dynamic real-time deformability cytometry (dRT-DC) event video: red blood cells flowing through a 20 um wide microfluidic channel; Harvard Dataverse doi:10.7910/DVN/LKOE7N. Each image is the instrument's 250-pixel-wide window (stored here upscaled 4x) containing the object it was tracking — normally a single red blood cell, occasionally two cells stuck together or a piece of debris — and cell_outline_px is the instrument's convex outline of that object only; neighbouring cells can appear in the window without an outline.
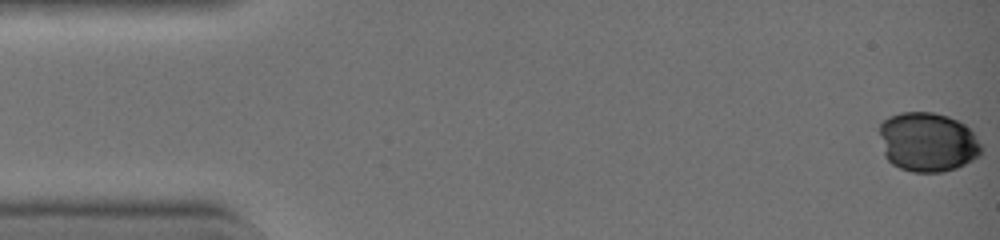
{"species": "common noctule bat (a hibernating species)", "species_latin": "Nyctalus noctula", "temperature_condition": "warm", "stored_images_in_passage": 43, "camera_frame_rate_fps": 3000, "um_per_image_px": 0.085, "animal": {"sex": "female", "body_mass_g": 19.0, "forearm_length_mm": 51.5}, "frame": {"image": 1, "passage_image": 1, "time_ms": 0.0, "image_size_px": [1000, 240], "cell_outline_px": [[980, 156], [956, 168], [944, 172], [912, 172], [900, 168], [892, 164], [884, 156], [880, 132], [880, 124], [888, 116], [904, 112], [932, 112], [948, 116], [964, 124], [972, 132], [980, 144]], "centroid_in_image_um": [78.83, 12.08], "position_along_channel_um": 6.2, "area_um2": 35.14}}